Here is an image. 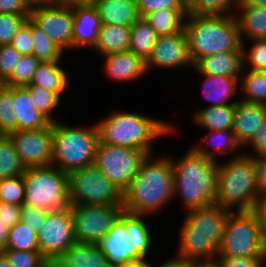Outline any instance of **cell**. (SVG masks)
<instances>
[{"instance_id": "1", "label": "cell", "mask_w": 266, "mask_h": 267, "mask_svg": "<svg viewBox=\"0 0 266 267\" xmlns=\"http://www.w3.org/2000/svg\"><path fill=\"white\" fill-rule=\"evenodd\" d=\"M144 160L141 168L123 192V209L131 214L153 215L174 201L171 157L163 155Z\"/></svg>"}, {"instance_id": "2", "label": "cell", "mask_w": 266, "mask_h": 267, "mask_svg": "<svg viewBox=\"0 0 266 267\" xmlns=\"http://www.w3.org/2000/svg\"><path fill=\"white\" fill-rule=\"evenodd\" d=\"M231 212L217 203L189 210L180 228L175 257L190 263L216 259Z\"/></svg>"}, {"instance_id": "3", "label": "cell", "mask_w": 266, "mask_h": 267, "mask_svg": "<svg viewBox=\"0 0 266 267\" xmlns=\"http://www.w3.org/2000/svg\"><path fill=\"white\" fill-rule=\"evenodd\" d=\"M171 162L174 198L181 197L187 211L215 203L218 161L195 153L191 148Z\"/></svg>"}, {"instance_id": "4", "label": "cell", "mask_w": 266, "mask_h": 267, "mask_svg": "<svg viewBox=\"0 0 266 267\" xmlns=\"http://www.w3.org/2000/svg\"><path fill=\"white\" fill-rule=\"evenodd\" d=\"M189 55L193 64L216 53L242 51L233 14H187L184 19Z\"/></svg>"}, {"instance_id": "5", "label": "cell", "mask_w": 266, "mask_h": 267, "mask_svg": "<svg viewBox=\"0 0 266 267\" xmlns=\"http://www.w3.org/2000/svg\"><path fill=\"white\" fill-rule=\"evenodd\" d=\"M99 143L146 150L152 154V143L174 133L168 122L130 111H115L96 123Z\"/></svg>"}, {"instance_id": "6", "label": "cell", "mask_w": 266, "mask_h": 267, "mask_svg": "<svg viewBox=\"0 0 266 267\" xmlns=\"http://www.w3.org/2000/svg\"><path fill=\"white\" fill-rule=\"evenodd\" d=\"M219 163L215 203L232 212L252 211L260 196L254 157L243 153L223 164Z\"/></svg>"}, {"instance_id": "7", "label": "cell", "mask_w": 266, "mask_h": 267, "mask_svg": "<svg viewBox=\"0 0 266 267\" xmlns=\"http://www.w3.org/2000/svg\"><path fill=\"white\" fill-rule=\"evenodd\" d=\"M146 216L123 211L113 227L95 243L110 267L147 257L150 253L153 237L144 221Z\"/></svg>"}, {"instance_id": "8", "label": "cell", "mask_w": 266, "mask_h": 267, "mask_svg": "<svg viewBox=\"0 0 266 267\" xmlns=\"http://www.w3.org/2000/svg\"><path fill=\"white\" fill-rule=\"evenodd\" d=\"M99 142L96 123L88 127H74L60 121L53 122V155L51 165L64 173L89 167L94 163Z\"/></svg>"}, {"instance_id": "9", "label": "cell", "mask_w": 266, "mask_h": 267, "mask_svg": "<svg viewBox=\"0 0 266 267\" xmlns=\"http://www.w3.org/2000/svg\"><path fill=\"white\" fill-rule=\"evenodd\" d=\"M24 204L47 212H60L69 207L67 173L53 165L26 167Z\"/></svg>"}, {"instance_id": "10", "label": "cell", "mask_w": 266, "mask_h": 267, "mask_svg": "<svg viewBox=\"0 0 266 267\" xmlns=\"http://www.w3.org/2000/svg\"><path fill=\"white\" fill-rule=\"evenodd\" d=\"M217 256H266V238L252 211L230 213Z\"/></svg>"}, {"instance_id": "11", "label": "cell", "mask_w": 266, "mask_h": 267, "mask_svg": "<svg viewBox=\"0 0 266 267\" xmlns=\"http://www.w3.org/2000/svg\"><path fill=\"white\" fill-rule=\"evenodd\" d=\"M70 205H122L123 193L94 165L67 174Z\"/></svg>"}, {"instance_id": "12", "label": "cell", "mask_w": 266, "mask_h": 267, "mask_svg": "<svg viewBox=\"0 0 266 267\" xmlns=\"http://www.w3.org/2000/svg\"><path fill=\"white\" fill-rule=\"evenodd\" d=\"M148 156L143 149L98 142L93 165L123 193Z\"/></svg>"}, {"instance_id": "13", "label": "cell", "mask_w": 266, "mask_h": 267, "mask_svg": "<svg viewBox=\"0 0 266 267\" xmlns=\"http://www.w3.org/2000/svg\"><path fill=\"white\" fill-rule=\"evenodd\" d=\"M123 211L122 205H71L75 242L95 244Z\"/></svg>"}, {"instance_id": "14", "label": "cell", "mask_w": 266, "mask_h": 267, "mask_svg": "<svg viewBox=\"0 0 266 267\" xmlns=\"http://www.w3.org/2000/svg\"><path fill=\"white\" fill-rule=\"evenodd\" d=\"M58 47L73 49L72 2H55L31 9L29 17Z\"/></svg>"}, {"instance_id": "15", "label": "cell", "mask_w": 266, "mask_h": 267, "mask_svg": "<svg viewBox=\"0 0 266 267\" xmlns=\"http://www.w3.org/2000/svg\"><path fill=\"white\" fill-rule=\"evenodd\" d=\"M37 236L39 251L50 263L76 243L71 205L60 212H47Z\"/></svg>"}, {"instance_id": "16", "label": "cell", "mask_w": 266, "mask_h": 267, "mask_svg": "<svg viewBox=\"0 0 266 267\" xmlns=\"http://www.w3.org/2000/svg\"><path fill=\"white\" fill-rule=\"evenodd\" d=\"M8 135L25 168L51 165L53 123L37 130H16Z\"/></svg>"}, {"instance_id": "17", "label": "cell", "mask_w": 266, "mask_h": 267, "mask_svg": "<svg viewBox=\"0 0 266 267\" xmlns=\"http://www.w3.org/2000/svg\"><path fill=\"white\" fill-rule=\"evenodd\" d=\"M147 73L154 68H193L185 29L171 35L159 36L145 62Z\"/></svg>"}, {"instance_id": "18", "label": "cell", "mask_w": 266, "mask_h": 267, "mask_svg": "<svg viewBox=\"0 0 266 267\" xmlns=\"http://www.w3.org/2000/svg\"><path fill=\"white\" fill-rule=\"evenodd\" d=\"M74 14L73 48L93 49L96 45L101 18L90 1L72 2Z\"/></svg>"}, {"instance_id": "19", "label": "cell", "mask_w": 266, "mask_h": 267, "mask_svg": "<svg viewBox=\"0 0 266 267\" xmlns=\"http://www.w3.org/2000/svg\"><path fill=\"white\" fill-rule=\"evenodd\" d=\"M101 57H103L102 60L104 59V72L113 81H135L147 73L145 62L129 50Z\"/></svg>"}, {"instance_id": "20", "label": "cell", "mask_w": 266, "mask_h": 267, "mask_svg": "<svg viewBox=\"0 0 266 267\" xmlns=\"http://www.w3.org/2000/svg\"><path fill=\"white\" fill-rule=\"evenodd\" d=\"M265 119V105L237 101L232 128L237 142L244 147Z\"/></svg>"}, {"instance_id": "21", "label": "cell", "mask_w": 266, "mask_h": 267, "mask_svg": "<svg viewBox=\"0 0 266 267\" xmlns=\"http://www.w3.org/2000/svg\"><path fill=\"white\" fill-rule=\"evenodd\" d=\"M52 267H110L96 244L74 243L51 263Z\"/></svg>"}, {"instance_id": "22", "label": "cell", "mask_w": 266, "mask_h": 267, "mask_svg": "<svg viewBox=\"0 0 266 267\" xmlns=\"http://www.w3.org/2000/svg\"><path fill=\"white\" fill-rule=\"evenodd\" d=\"M102 24L131 27L139 18L135 0H91Z\"/></svg>"}, {"instance_id": "23", "label": "cell", "mask_w": 266, "mask_h": 267, "mask_svg": "<svg viewBox=\"0 0 266 267\" xmlns=\"http://www.w3.org/2000/svg\"><path fill=\"white\" fill-rule=\"evenodd\" d=\"M193 69L198 74L239 77L243 69L242 51L201 57L193 64Z\"/></svg>"}, {"instance_id": "24", "label": "cell", "mask_w": 266, "mask_h": 267, "mask_svg": "<svg viewBox=\"0 0 266 267\" xmlns=\"http://www.w3.org/2000/svg\"><path fill=\"white\" fill-rule=\"evenodd\" d=\"M203 145L198 143L192 146V150L204 157L215 160L217 154L234 153L230 158L241 156L244 152L242 146L237 142L232 129L229 130H208V133L202 141ZM206 143V144H205ZM242 149H241V148Z\"/></svg>"}, {"instance_id": "25", "label": "cell", "mask_w": 266, "mask_h": 267, "mask_svg": "<svg viewBox=\"0 0 266 267\" xmlns=\"http://www.w3.org/2000/svg\"><path fill=\"white\" fill-rule=\"evenodd\" d=\"M14 113L16 130H37L51 123L34 107L26 87H14Z\"/></svg>"}, {"instance_id": "26", "label": "cell", "mask_w": 266, "mask_h": 267, "mask_svg": "<svg viewBox=\"0 0 266 267\" xmlns=\"http://www.w3.org/2000/svg\"><path fill=\"white\" fill-rule=\"evenodd\" d=\"M240 40L266 39V6H238L234 11ZM248 38V39H247Z\"/></svg>"}, {"instance_id": "27", "label": "cell", "mask_w": 266, "mask_h": 267, "mask_svg": "<svg viewBox=\"0 0 266 267\" xmlns=\"http://www.w3.org/2000/svg\"><path fill=\"white\" fill-rule=\"evenodd\" d=\"M204 76L202 81L204 98L209 100L211 103L209 106H222L228 104H236V101L230 102V98L235 96L238 88L239 77L231 76H216L209 74H200Z\"/></svg>"}, {"instance_id": "28", "label": "cell", "mask_w": 266, "mask_h": 267, "mask_svg": "<svg viewBox=\"0 0 266 267\" xmlns=\"http://www.w3.org/2000/svg\"><path fill=\"white\" fill-rule=\"evenodd\" d=\"M60 61L41 62L33 74L30 85L42 87L60 98L70 86L69 73L60 66Z\"/></svg>"}, {"instance_id": "29", "label": "cell", "mask_w": 266, "mask_h": 267, "mask_svg": "<svg viewBox=\"0 0 266 267\" xmlns=\"http://www.w3.org/2000/svg\"><path fill=\"white\" fill-rule=\"evenodd\" d=\"M236 104L206 106L195 110L193 121L206 130H229L233 128Z\"/></svg>"}, {"instance_id": "30", "label": "cell", "mask_w": 266, "mask_h": 267, "mask_svg": "<svg viewBox=\"0 0 266 267\" xmlns=\"http://www.w3.org/2000/svg\"><path fill=\"white\" fill-rule=\"evenodd\" d=\"M131 27L102 24L96 45L92 50L99 55L129 50Z\"/></svg>"}, {"instance_id": "31", "label": "cell", "mask_w": 266, "mask_h": 267, "mask_svg": "<svg viewBox=\"0 0 266 267\" xmlns=\"http://www.w3.org/2000/svg\"><path fill=\"white\" fill-rule=\"evenodd\" d=\"M159 35L144 18H139L131 26L129 51L146 62L152 53Z\"/></svg>"}, {"instance_id": "32", "label": "cell", "mask_w": 266, "mask_h": 267, "mask_svg": "<svg viewBox=\"0 0 266 267\" xmlns=\"http://www.w3.org/2000/svg\"><path fill=\"white\" fill-rule=\"evenodd\" d=\"M187 14V10L161 9L147 14L144 19L159 36H165L181 32Z\"/></svg>"}, {"instance_id": "33", "label": "cell", "mask_w": 266, "mask_h": 267, "mask_svg": "<svg viewBox=\"0 0 266 267\" xmlns=\"http://www.w3.org/2000/svg\"><path fill=\"white\" fill-rule=\"evenodd\" d=\"M243 70L244 68L241 71L242 75L239 76L241 80L239 89L242 92L240 100L266 106V72L251 71L248 68L247 71Z\"/></svg>"}, {"instance_id": "34", "label": "cell", "mask_w": 266, "mask_h": 267, "mask_svg": "<svg viewBox=\"0 0 266 267\" xmlns=\"http://www.w3.org/2000/svg\"><path fill=\"white\" fill-rule=\"evenodd\" d=\"M25 166L21 163L18 153L9 135L0 134V179L22 175Z\"/></svg>"}, {"instance_id": "35", "label": "cell", "mask_w": 266, "mask_h": 267, "mask_svg": "<svg viewBox=\"0 0 266 267\" xmlns=\"http://www.w3.org/2000/svg\"><path fill=\"white\" fill-rule=\"evenodd\" d=\"M5 250L39 251L37 231L19 221L8 230Z\"/></svg>"}, {"instance_id": "36", "label": "cell", "mask_w": 266, "mask_h": 267, "mask_svg": "<svg viewBox=\"0 0 266 267\" xmlns=\"http://www.w3.org/2000/svg\"><path fill=\"white\" fill-rule=\"evenodd\" d=\"M32 55L41 62L61 61L64 51L58 47L32 20Z\"/></svg>"}, {"instance_id": "37", "label": "cell", "mask_w": 266, "mask_h": 267, "mask_svg": "<svg viewBox=\"0 0 266 267\" xmlns=\"http://www.w3.org/2000/svg\"><path fill=\"white\" fill-rule=\"evenodd\" d=\"M25 87L29 92L30 99L34 103V107L51 123L58 121L53 117V111L59 106L61 98L52 91L39 86L29 84Z\"/></svg>"}, {"instance_id": "38", "label": "cell", "mask_w": 266, "mask_h": 267, "mask_svg": "<svg viewBox=\"0 0 266 267\" xmlns=\"http://www.w3.org/2000/svg\"><path fill=\"white\" fill-rule=\"evenodd\" d=\"M41 63L34 55H22L14 67L11 76L3 83L9 87H25L29 85L35 70Z\"/></svg>"}, {"instance_id": "39", "label": "cell", "mask_w": 266, "mask_h": 267, "mask_svg": "<svg viewBox=\"0 0 266 267\" xmlns=\"http://www.w3.org/2000/svg\"><path fill=\"white\" fill-rule=\"evenodd\" d=\"M16 131L14 87L0 84V134Z\"/></svg>"}, {"instance_id": "40", "label": "cell", "mask_w": 266, "mask_h": 267, "mask_svg": "<svg viewBox=\"0 0 266 267\" xmlns=\"http://www.w3.org/2000/svg\"><path fill=\"white\" fill-rule=\"evenodd\" d=\"M239 0H191L187 4L189 14H234Z\"/></svg>"}, {"instance_id": "41", "label": "cell", "mask_w": 266, "mask_h": 267, "mask_svg": "<svg viewBox=\"0 0 266 267\" xmlns=\"http://www.w3.org/2000/svg\"><path fill=\"white\" fill-rule=\"evenodd\" d=\"M252 45L248 50L245 42L242 43L243 68H250L251 71L266 72V39L251 40ZM247 65V66H246Z\"/></svg>"}, {"instance_id": "42", "label": "cell", "mask_w": 266, "mask_h": 267, "mask_svg": "<svg viewBox=\"0 0 266 267\" xmlns=\"http://www.w3.org/2000/svg\"><path fill=\"white\" fill-rule=\"evenodd\" d=\"M24 189L23 174L0 179V202L22 206L24 204Z\"/></svg>"}, {"instance_id": "43", "label": "cell", "mask_w": 266, "mask_h": 267, "mask_svg": "<svg viewBox=\"0 0 266 267\" xmlns=\"http://www.w3.org/2000/svg\"><path fill=\"white\" fill-rule=\"evenodd\" d=\"M2 253L13 267H49L51 265L40 251L4 250Z\"/></svg>"}, {"instance_id": "44", "label": "cell", "mask_w": 266, "mask_h": 267, "mask_svg": "<svg viewBox=\"0 0 266 267\" xmlns=\"http://www.w3.org/2000/svg\"><path fill=\"white\" fill-rule=\"evenodd\" d=\"M30 15L0 13V45L10 44Z\"/></svg>"}, {"instance_id": "45", "label": "cell", "mask_w": 266, "mask_h": 267, "mask_svg": "<svg viewBox=\"0 0 266 267\" xmlns=\"http://www.w3.org/2000/svg\"><path fill=\"white\" fill-rule=\"evenodd\" d=\"M135 1L141 18H144L149 13H153L161 9L187 10V5L183 0H135Z\"/></svg>"}, {"instance_id": "46", "label": "cell", "mask_w": 266, "mask_h": 267, "mask_svg": "<svg viewBox=\"0 0 266 267\" xmlns=\"http://www.w3.org/2000/svg\"><path fill=\"white\" fill-rule=\"evenodd\" d=\"M21 56L11 44L0 45V84L11 76Z\"/></svg>"}, {"instance_id": "47", "label": "cell", "mask_w": 266, "mask_h": 267, "mask_svg": "<svg viewBox=\"0 0 266 267\" xmlns=\"http://www.w3.org/2000/svg\"><path fill=\"white\" fill-rule=\"evenodd\" d=\"M21 55H32L31 19L28 18L10 43Z\"/></svg>"}, {"instance_id": "48", "label": "cell", "mask_w": 266, "mask_h": 267, "mask_svg": "<svg viewBox=\"0 0 266 267\" xmlns=\"http://www.w3.org/2000/svg\"><path fill=\"white\" fill-rule=\"evenodd\" d=\"M46 216V210H41L28 205H22L20 212V221L38 232L45 223Z\"/></svg>"}, {"instance_id": "49", "label": "cell", "mask_w": 266, "mask_h": 267, "mask_svg": "<svg viewBox=\"0 0 266 267\" xmlns=\"http://www.w3.org/2000/svg\"><path fill=\"white\" fill-rule=\"evenodd\" d=\"M266 256H217L221 267H263Z\"/></svg>"}, {"instance_id": "50", "label": "cell", "mask_w": 266, "mask_h": 267, "mask_svg": "<svg viewBox=\"0 0 266 267\" xmlns=\"http://www.w3.org/2000/svg\"><path fill=\"white\" fill-rule=\"evenodd\" d=\"M251 146L253 149V154L246 153L244 154L249 155L251 157H257L259 155L266 154V119L260 124L259 128L253 134L251 140L245 145L244 149L248 146ZM255 152V153H254Z\"/></svg>"}, {"instance_id": "51", "label": "cell", "mask_w": 266, "mask_h": 267, "mask_svg": "<svg viewBox=\"0 0 266 267\" xmlns=\"http://www.w3.org/2000/svg\"><path fill=\"white\" fill-rule=\"evenodd\" d=\"M22 206L0 202V220L9 229L20 221Z\"/></svg>"}, {"instance_id": "52", "label": "cell", "mask_w": 266, "mask_h": 267, "mask_svg": "<svg viewBox=\"0 0 266 267\" xmlns=\"http://www.w3.org/2000/svg\"><path fill=\"white\" fill-rule=\"evenodd\" d=\"M30 11L22 0H0V13L30 15Z\"/></svg>"}, {"instance_id": "53", "label": "cell", "mask_w": 266, "mask_h": 267, "mask_svg": "<svg viewBox=\"0 0 266 267\" xmlns=\"http://www.w3.org/2000/svg\"><path fill=\"white\" fill-rule=\"evenodd\" d=\"M252 212L256 215L258 224L260 225L262 233L266 238V193L260 194Z\"/></svg>"}, {"instance_id": "54", "label": "cell", "mask_w": 266, "mask_h": 267, "mask_svg": "<svg viewBox=\"0 0 266 267\" xmlns=\"http://www.w3.org/2000/svg\"><path fill=\"white\" fill-rule=\"evenodd\" d=\"M257 169V187L259 193H266V154L254 157Z\"/></svg>"}, {"instance_id": "55", "label": "cell", "mask_w": 266, "mask_h": 267, "mask_svg": "<svg viewBox=\"0 0 266 267\" xmlns=\"http://www.w3.org/2000/svg\"><path fill=\"white\" fill-rule=\"evenodd\" d=\"M148 257H142L139 259H134L131 261L123 262L122 264L117 265L116 267H156L153 266L150 261L147 259Z\"/></svg>"}, {"instance_id": "56", "label": "cell", "mask_w": 266, "mask_h": 267, "mask_svg": "<svg viewBox=\"0 0 266 267\" xmlns=\"http://www.w3.org/2000/svg\"><path fill=\"white\" fill-rule=\"evenodd\" d=\"M157 267H189V262L183 261L176 257L166 260L164 263L159 264Z\"/></svg>"}, {"instance_id": "57", "label": "cell", "mask_w": 266, "mask_h": 267, "mask_svg": "<svg viewBox=\"0 0 266 267\" xmlns=\"http://www.w3.org/2000/svg\"><path fill=\"white\" fill-rule=\"evenodd\" d=\"M8 230L9 229L0 220V253H2L5 250V245L8 239Z\"/></svg>"}, {"instance_id": "58", "label": "cell", "mask_w": 266, "mask_h": 267, "mask_svg": "<svg viewBox=\"0 0 266 267\" xmlns=\"http://www.w3.org/2000/svg\"><path fill=\"white\" fill-rule=\"evenodd\" d=\"M189 267H221V265L217 259H213L208 261L189 262Z\"/></svg>"}, {"instance_id": "59", "label": "cell", "mask_w": 266, "mask_h": 267, "mask_svg": "<svg viewBox=\"0 0 266 267\" xmlns=\"http://www.w3.org/2000/svg\"><path fill=\"white\" fill-rule=\"evenodd\" d=\"M22 1L31 10V9L39 7V6L55 2L56 0H22Z\"/></svg>"}, {"instance_id": "60", "label": "cell", "mask_w": 266, "mask_h": 267, "mask_svg": "<svg viewBox=\"0 0 266 267\" xmlns=\"http://www.w3.org/2000/svg\"><path fill=\"white\" fill-rule=\"evenodd\" d=\"M238 6L263 7L266 6V0H239Z\"/></svg>"}, {"instance_id": "61", "label": "cell", "mask_w": 266, "mask_h": 267, "mask_svg": "<svg viewBox=\"0 0 266 267\" xmlns=\"http://www.w3.org/2000/svg\"><path fill=\"white\" fill-rule=\"evenodd\" d=\"M0 267H13L3 253H0Z\"/></svg>"}, {"instance_id": "62", "label": "cell", "mask_w": 266, "mask_h": 267, "mask_svg": "<svg viewBox=\"0 0 266 267\" xmlns=\"http://www.w3.org/2000/svg\"><path fill=\"white\" fill-rule=\"evenodd\" d=\"M68 2H84V1H91V0H64Z\"/></svg>"}, {"instance_id": "63", "label": "cell", "mask_w": 266, "mask_h": 267, "mask_svg": "<svg viewBox=\"0 0 266 267\" xmlns=\"http://www.w3.org/2000/svg\"><path fill=\"white\" fill-rule=\"evenodd\" d=\"M185 3H186V5L191 1V0H183Z\"/></svg>"}, {"instance_id": "64", "label": "cell", "mask_w": 266, "mask_h": 267, "mask_svg": "<svg viewBox=\"0 0 266 267\" xmlns=\"http://www.w3.org/2000/svg\"><path fill=\"white\" fill-rule=\"evenodd\" d=\"M263 267H266V257H265V260H264V263H263Z\"/></svg>"}]
</instances>
